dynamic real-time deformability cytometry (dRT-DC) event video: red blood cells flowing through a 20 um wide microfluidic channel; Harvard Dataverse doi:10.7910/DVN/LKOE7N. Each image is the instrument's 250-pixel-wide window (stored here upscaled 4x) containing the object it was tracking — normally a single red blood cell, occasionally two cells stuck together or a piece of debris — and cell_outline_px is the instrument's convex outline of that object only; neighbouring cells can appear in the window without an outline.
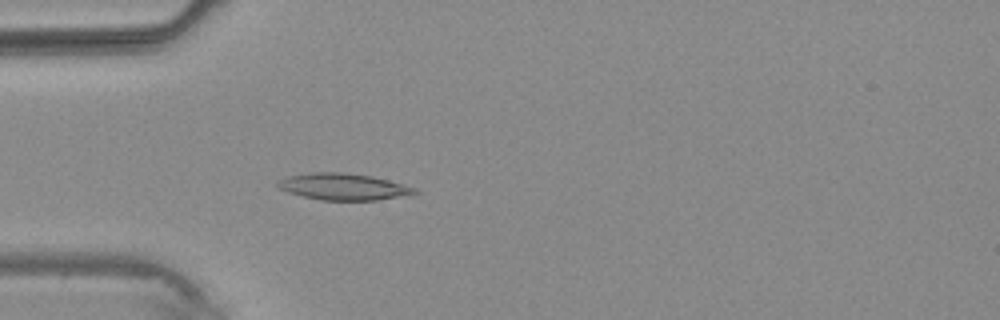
{"species": "common noctule bat (a hibernating species)", "species_latin": "Nyctalus noctula", "temperature_condition": "warm", "stored_images_in_passage": 3, "camera_frame_rate_fps": 3000, "um_per_image_px": 0.085, "animal": {"sex": "male", "body_mass_g": 20.4}, "frame": {"image": 1, "passage_image": 3, "time_ms": 3.333, "image_size_px": [1000, 320], "cell_outline_px": [[420, 192], [376, 200], [320, 200], [288, 192], [280, 188], [276, 184], [280, 180], [288, 176], [312, 172], [340, 172], [372, 176], [388, 180], [416, 188]], "centroid_in_image_um": [29.17, 15.86], "position_along_channel_um": 55.8, "area_um2": 20.87}}